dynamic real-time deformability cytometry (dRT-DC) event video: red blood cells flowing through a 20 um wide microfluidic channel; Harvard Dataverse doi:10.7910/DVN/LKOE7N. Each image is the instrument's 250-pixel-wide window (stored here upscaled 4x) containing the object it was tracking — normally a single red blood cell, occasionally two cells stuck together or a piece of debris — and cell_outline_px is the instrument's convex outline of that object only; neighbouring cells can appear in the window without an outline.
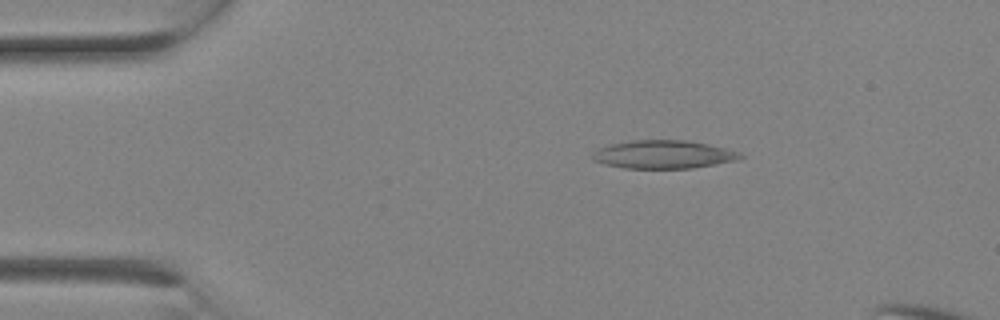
{"species": "Egyptian fruit bat (a non-hibernating species)", "species_latin": "Rousettus aegyptiacus", "temperature_condition": "room temperature", "stored_images_in_passage": 7, "segment_of_instrument_passage": [1, 2], "camera_frame_rate_fps": 3000, "um_per_image_px": 0.085, "animal": {"sex": "female"}, "frame": {"image": 1, "passage_image": 3, "time_ms": 0.667, "image_size_px": [1000, 320], "cell_outline_px": [[744, 156], [736, 160], [692, 168], [624, 168], [604, 164], [592, 160], [592, 152], [608, 144], [632, 140], [684, 140], [708, 144], [740, 152]], "centroid_in_image_um": [56.35, 13.12], "position_along_channel_um": 28.7, "area_um2": 24.22}}